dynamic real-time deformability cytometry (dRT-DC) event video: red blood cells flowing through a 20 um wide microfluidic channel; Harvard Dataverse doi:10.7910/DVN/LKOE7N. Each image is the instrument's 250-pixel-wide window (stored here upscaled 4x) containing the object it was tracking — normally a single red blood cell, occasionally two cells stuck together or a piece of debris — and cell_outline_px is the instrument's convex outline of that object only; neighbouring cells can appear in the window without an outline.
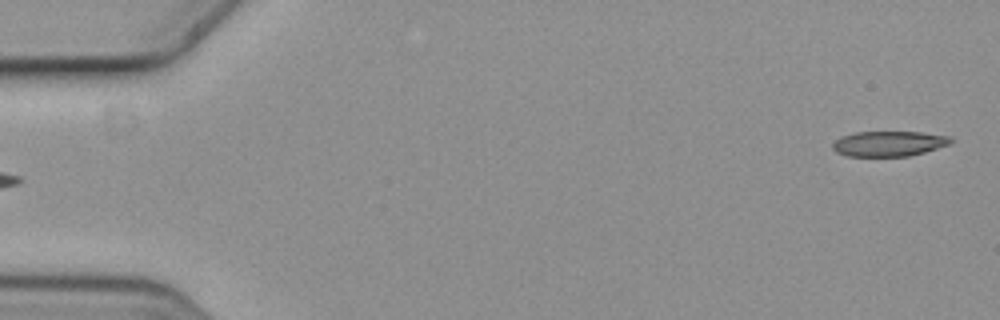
{"species": "common noctule bat (a hibernating species)", "species_latin": "Nyctalus noctula", "temperature_condition": "cold", "stored_images_in_passage": 5, "segment_of_instrument_passage": [2, 2], "camera_frame_rate_fps": 3000, "um_per_image_px": 0.085, "animal": {"sex": "female", "body_mass_g": 19.3, "forearm_length_mm": 54.1}, "frame": {"image": 1, "passage_image": 5, "time_ms": 1.333, "image_size_px": [1000, 320], "cell_outline_px": [[956, 140], [948, 144], [924, 152], [908, 156], [844, 156], [836, 152], [832, 148], [832, 144], [840, 136], [856, 132], [920, 132], [952, 136]], "centroid_in_image_um": [75.55, 12.2], "position_along_channel_um": 9.5, "area_um2": 17.46}}